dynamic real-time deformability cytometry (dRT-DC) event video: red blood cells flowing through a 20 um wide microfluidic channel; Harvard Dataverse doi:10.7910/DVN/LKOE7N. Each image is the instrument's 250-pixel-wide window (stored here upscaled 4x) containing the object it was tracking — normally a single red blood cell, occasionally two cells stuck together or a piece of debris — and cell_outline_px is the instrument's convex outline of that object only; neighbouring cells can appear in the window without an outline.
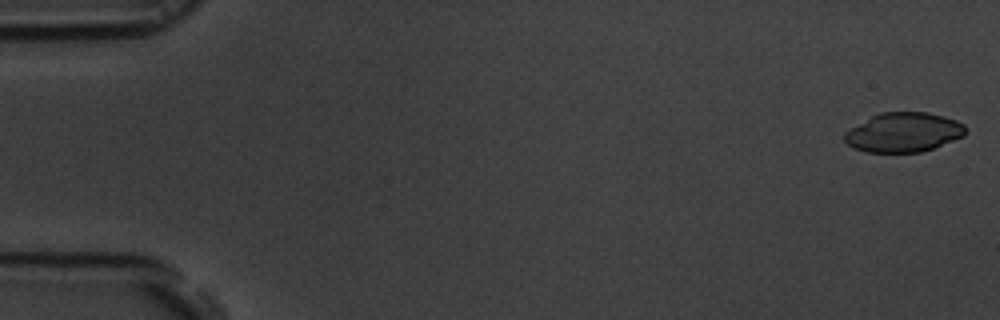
{"species": "common noctule bat (a hibernating species)", "species_latin": "Nyctalus noctula", "temperature_condition": "room temperature", "stored_images_in_passage": 53, "camera_frame_rate_fps": 3000, "um_per_image_px": 0.085, "animal": {"sex": "male", "body_mass_g": 19.5, "forearm_length_mm": 54.6}, "frame": {"image": 1, "passage_image": 1, "time_ms": 0.0, "image_size_px": [1000, 320], "cell_outline_px": [[968, 132], [964, 136], [932, 148], [920, 152], [864, 152], [852, 148], [844, 140], [844, 132], [872, 116], [880, 112], [928, 112], [944, 116], [956, 120], [964, 124], [968, 128]], "centroid_in_image_um": [76.82, 11.25], "position_along_channel_um": 8.2, "area_um2": 27.92}}